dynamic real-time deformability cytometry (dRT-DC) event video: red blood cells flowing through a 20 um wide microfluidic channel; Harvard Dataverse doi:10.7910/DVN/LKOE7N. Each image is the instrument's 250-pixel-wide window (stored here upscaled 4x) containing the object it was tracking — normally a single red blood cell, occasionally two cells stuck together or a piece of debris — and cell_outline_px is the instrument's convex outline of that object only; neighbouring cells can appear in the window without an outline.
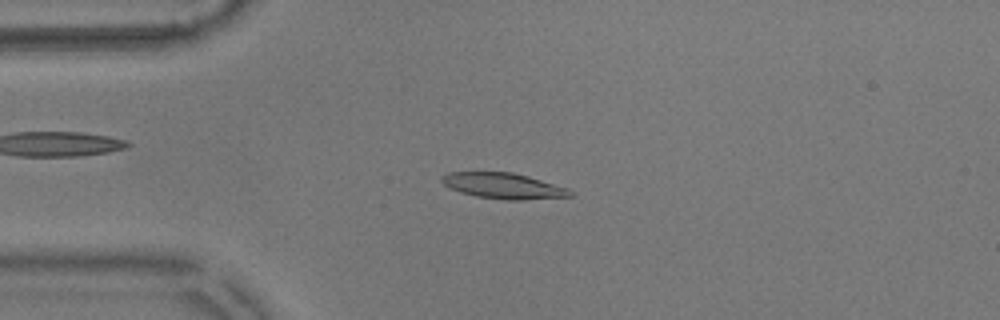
{"species": "common noctule bat (a hibernating species)", "species_latin": "Nyctalus noctula", "temperature_condition": "warm", "stored_images_in_passage": 54, "camera_frame_rate_fps": 3000, "um_per_image_px": 0.085, "animal": {"sex": "male", "body_mass_g": 17.9}, "frame": {"image": 1, "passage_image": 12, "time_ms": 3.667, "image_size_px": [1000, 320], "cell_outline_px": [[572, 196], [524, 200], [504, 200], [476, 196], [460, 192], [444, 184], [440, 180], [440, 176], [448, 172], [512, 172], [528, 176], [568, 188], [572, 192]], "centroid_in_image_um": [42.78, 15.79], "position_along_channel_um": 42.2, "area_um2": 19.25}}
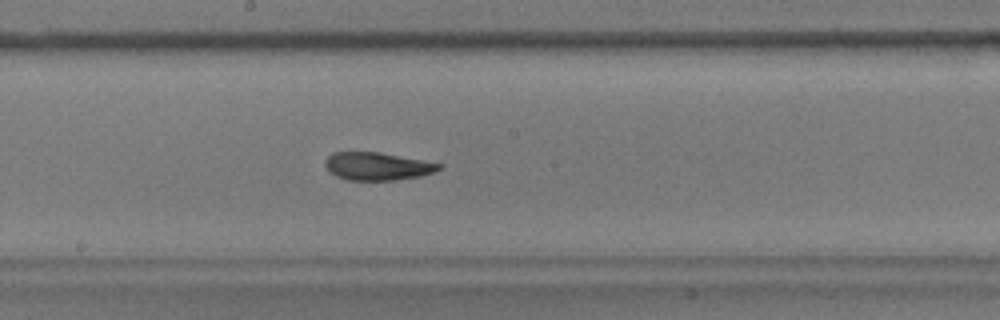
{"frame": {"image": 2, "passage_image": 28, "time_ms": 9.0, "image_size_px": [1000, 320], "cell_outline_px": [[444, 168], [420, 176], [396, 180], [348, 180], [336, 176], [328, 172], [324, 164], [324, 160], [332, 152], [380, 152], [444, 164]], "centroid_in_image_um": [32.06, 14.13], "position_along_channel_um": 216.1, "area_um2": 18.67}}
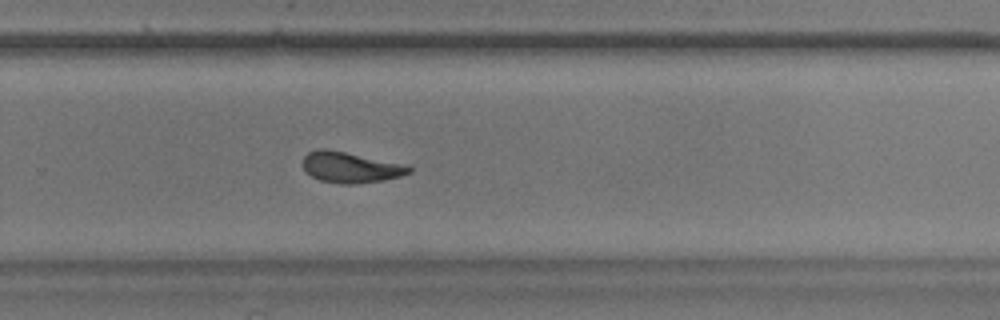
{"frame": {"image": 3, "passage_image": 35, "time_ms": 11.333, "image_size_px": [1000, 320], "cell_outline_px": [[412, 172], [400, 176], [384, 180], [352, 184], [340, 184], [320, 180], [312, 176], [304, 168], [304, 156], [308, 152], [316, 148], [324, 148], [408, 164], [412, 168]], "centroid_in_image_um": [29.83, 14.21], "position_along_channel_um": 300.0, "area_um2": 19.07}, "authors_computed_cell_mechanics": {"area_um2": 18.8139, "velocity_mm_per_s": 3.6132, "shape_relaxation_time_tau1_ms": null, "shape_relaxation_time_tau2_ms": 4.1065, "deformation_change_tau1": null, "deformation_change_tau2": 0.126}}